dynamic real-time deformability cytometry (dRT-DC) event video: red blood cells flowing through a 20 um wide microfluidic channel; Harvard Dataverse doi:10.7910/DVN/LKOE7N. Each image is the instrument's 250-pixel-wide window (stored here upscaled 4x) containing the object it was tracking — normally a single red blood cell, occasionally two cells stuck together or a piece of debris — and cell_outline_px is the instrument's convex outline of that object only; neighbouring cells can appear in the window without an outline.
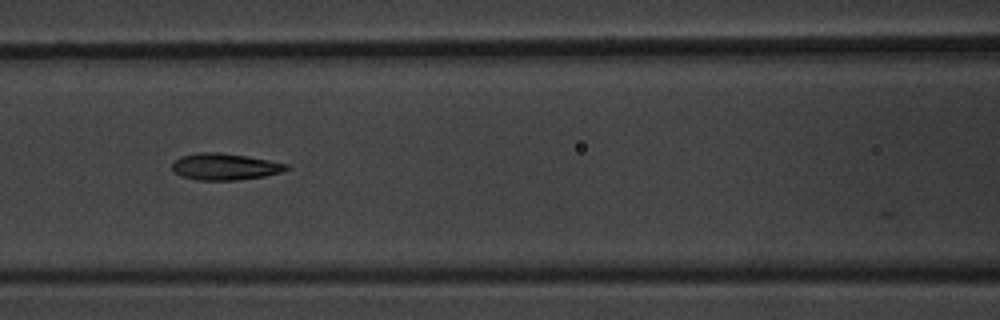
{"species": "common noctule bat (a hibernating species)", "species_latin": "Nyctalus noctula", "temperature_condition": "warm", "stored_images_in_passage": 7, "camera_frame_rate_fps": 3000, "um_per_image_px": 0.085, "animal": {"sex": "male", "body_mass_g": 20.1, "forearm_length_mm": 53.5}, "frame": {"image": 1, "passage_image": 5, "time_ms": 4.667, "image_size_px": [1000, 320], "cell_outline_px": [[292, 168], [280, 172], [264, 176], [236, 180], [196, 180], [180, 176], [172, 168], [172, 164], [176, 160], [184, 156], [196, 152], [220, 152], [268, 160], [288, 164]], "centroid_in_image_um": [19.12, 14.17], "position_along_channel_um": 147.5, "area_um2": 17.57}}
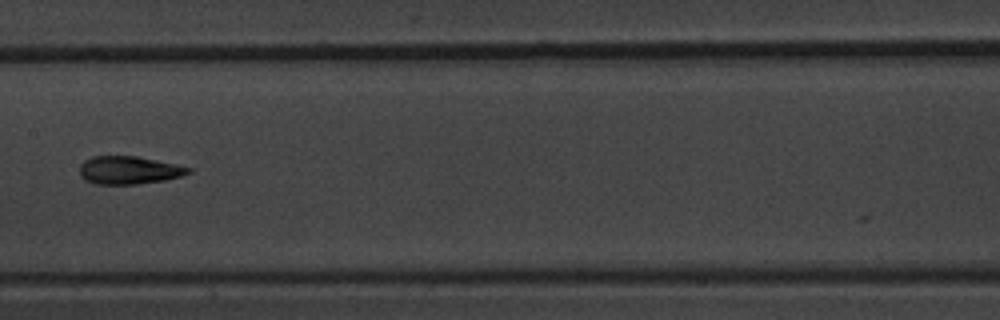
{"frame": {"image": 2, "passage_image": 6, "time_ms": 6.0, "image_size_px": [1000, 320], "cell_outline_px": [[192, 172], [180, 176], [164, 180], [136, 184], [96, 184], [84, 180], [80, 176], [80, 164], [84, 160], [92, 156], [136, 156], [176, 164], [192, 168]], "centroid_in_image_um": [10.93, 14.46], "position_along_channel_um": 196.5, "area_um2": 17.74}}